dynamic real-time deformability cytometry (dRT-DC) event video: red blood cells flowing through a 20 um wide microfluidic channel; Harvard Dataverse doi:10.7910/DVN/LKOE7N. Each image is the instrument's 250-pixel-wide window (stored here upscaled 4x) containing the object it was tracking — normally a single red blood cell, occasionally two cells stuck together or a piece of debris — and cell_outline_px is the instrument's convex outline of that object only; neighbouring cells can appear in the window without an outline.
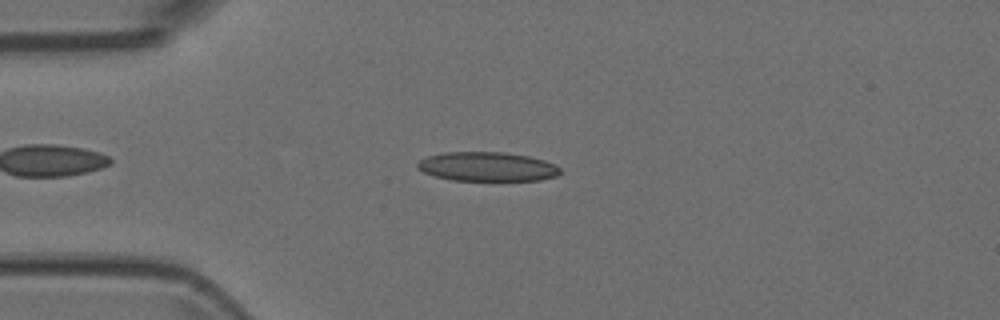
{"species": "Egyptian fruit bat (a non-hibernating species)", "species_latin": "Rousettus aegyptiacus", "temperature_condition": "room temperature", "stored_images_in_passage": 6, "camera_frame_rate_fps": 3000, "um_per_image_px": 0.085, "animal": {"sex": "female"}, "frame": {"image": 1, "passage_image": 3, "time_ms": 0.667, "image_size_px": [1000, 320], "cell_outline_px": [[560, 172], [556, 176], [540, 180], [452, 180], [436, 176], [424, 172], [416, 168], [416, 164], [420, 160], [428, 156], [444, 152], [504, 152], [528, 156], [544, 160], [556, 164], [560, 168]], "centroid_in_image_um": [41.42, 14.16], "position_along_channel_um": 43.6, "area_um2": 24.22}}
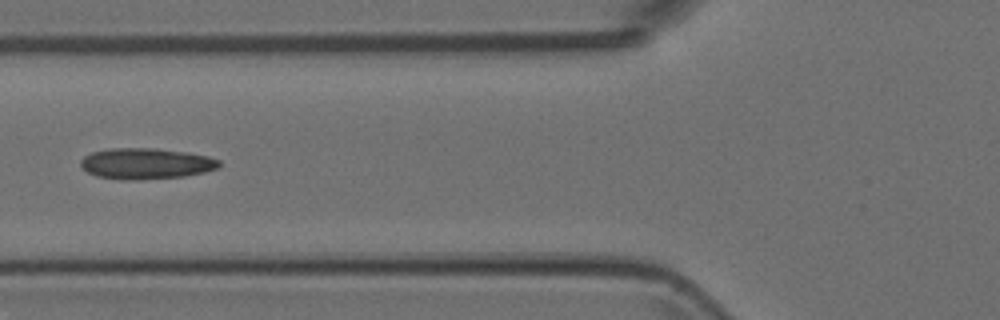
{"frame": {"image": 2, "passage_image": 5, "time_ms": 1.333, "image_size_px": [1000, 320], "cell_outline_px": [[220, 164], [216, 168], [204, 172], [184, 176], [140, 180], [120, 180], [96, 176], [88, 172], [80, 164], [80, 160], [84, 156], [92, 152], [108, 148], [156, 148], [188, 152], [208, 156], [220, 160]], "centroid_in_image_um": [12.39, 13.9], "position_along_channel_um": 113.4, "area_um2": 25.14}}
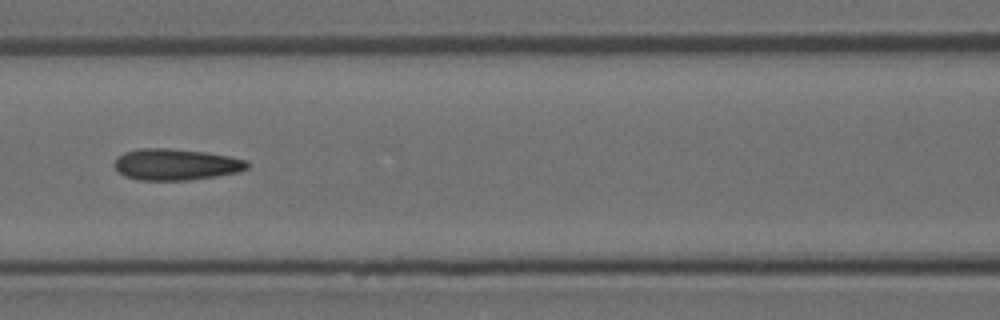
{"frame": {"image": 3, "passage_image": 6, "time_ms": 1.667, "image_size_px": [1000, 320], "cell_outline_px": [[248, 168], [236, 172], [216, 176], [188, 180], [140, 180], [124, 176], [116, 168], [116, 160], [124, 152], [140, 148], [168, 148], [204, 152], [228, 156], [248, 160]], "centroid_in_image_um": [14.96, 13.98], "position_along_channel_um": 151.6, "area_um2": 23.99}}